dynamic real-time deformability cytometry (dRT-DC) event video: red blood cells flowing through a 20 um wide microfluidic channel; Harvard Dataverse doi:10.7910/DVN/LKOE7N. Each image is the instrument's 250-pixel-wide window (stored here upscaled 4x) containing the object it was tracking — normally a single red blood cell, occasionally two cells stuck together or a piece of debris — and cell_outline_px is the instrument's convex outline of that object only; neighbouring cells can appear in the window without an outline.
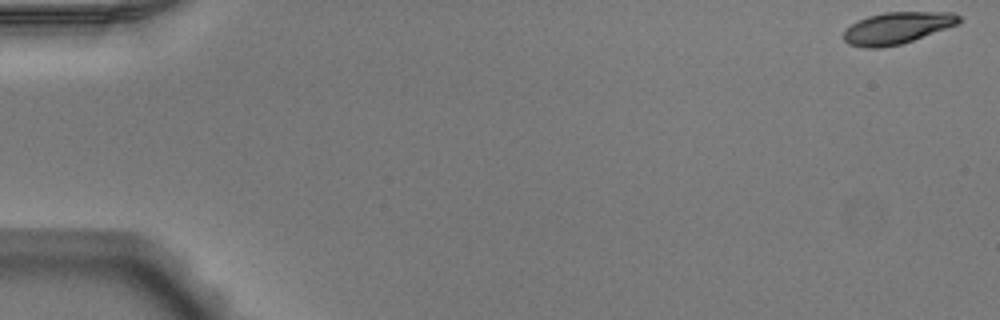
{"species": "Egyptian fruit bat (a non-hibernating species)", "species_latin": "Rousettus aegyptiacus", "temperature_condition": "warm", "stored_images_in_passage": 3, "camera_frame_rate_fps": 3000, "um_per_image_px": 0.085, "animal": {"sex": "male"}, "frame": {"image": 1, "passage_image": 1, "time_ms": 0.0, "image_size_px": [1000, 320], "cell_outline_px": [[960, 24], [900, 44], [880, 48], [864, 48], [848, 44], [844, 40], [844, 32], [852, 24], [868, 16], [888, 12], [952, 12], [960, 16]], "centroid_in_image_um": [76.28, 2.38], "position_along_channel_um": 8.7, "area_um2": 21.15}}